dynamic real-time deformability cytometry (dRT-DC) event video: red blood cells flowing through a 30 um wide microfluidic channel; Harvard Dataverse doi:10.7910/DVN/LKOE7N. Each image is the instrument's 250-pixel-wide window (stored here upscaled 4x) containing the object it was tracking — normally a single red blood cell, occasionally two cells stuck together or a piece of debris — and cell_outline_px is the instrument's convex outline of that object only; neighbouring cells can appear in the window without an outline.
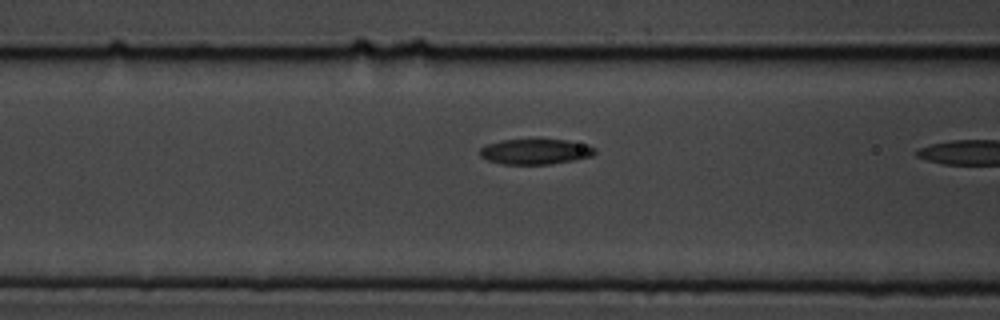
{"species": "common noctule bat (a hibernating species)", "species_latin": "Nyctalus noctula", "temperature_condition": "cold", "stored_images_in_passage": 10, "camera_frame_rate_fps": 3000, "um_per_image_px": 0.085, "animal": {"sex": "male", "body_mass_g": 19.5, "forearm_length_mm": 54.6}, "frame": {"image": 1, "passage_image": 9, "time_ms": 2.667, "image_size_px": [1000, 320], "cell_outline_px": [[596, 152], [592, 156], [572, 160], [548, 164], [500, 164], [488, 160], [480, 156], [480, 148], [488, 144], [500, 140], [568, 140], [588, 144], [596, 148]], "centroid_in_image_um": [45.52, 12.88], "position_along_channel_um": 121.1, "area_um2": 16.94}}